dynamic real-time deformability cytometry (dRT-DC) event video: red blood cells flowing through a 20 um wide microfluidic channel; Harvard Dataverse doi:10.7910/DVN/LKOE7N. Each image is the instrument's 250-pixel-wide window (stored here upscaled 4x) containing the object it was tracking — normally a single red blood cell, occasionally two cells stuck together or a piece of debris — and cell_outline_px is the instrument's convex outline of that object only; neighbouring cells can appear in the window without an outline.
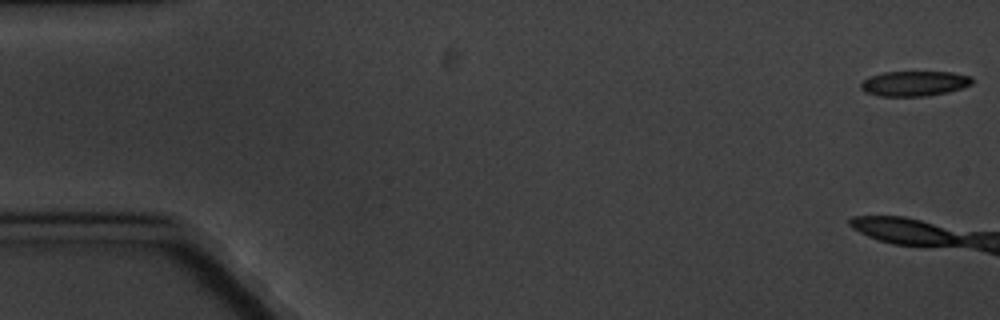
{"species": "common noctule bat (a hibernating species)", "species_latin": "Nyctalus noctula", "temperature_condition": "cold", "stored_images_in_passage": 5, "camera_frame_rate_fps": 3000, "um_per_image_px": 0.085, "animal": {"sex": "male", "body_mass_g": 20.1, "forearm_length_mm": 53.5}, "frame": {"image": 1, "passage_image": 1, "time_ms": 0.0, "image_size_px": [1000, 320], "cell_outline_px": [[972, 84], [948, 92], [928, 96], [880, 96], [864, 92], [860, 88], [860, 84], [868, 76], [884, 72], [952, 72], [972, 76]], "centroid_in_image_um": [77.7, 7.1], "position_along_channel_um": 7.3, "area_um2": 16.36}}